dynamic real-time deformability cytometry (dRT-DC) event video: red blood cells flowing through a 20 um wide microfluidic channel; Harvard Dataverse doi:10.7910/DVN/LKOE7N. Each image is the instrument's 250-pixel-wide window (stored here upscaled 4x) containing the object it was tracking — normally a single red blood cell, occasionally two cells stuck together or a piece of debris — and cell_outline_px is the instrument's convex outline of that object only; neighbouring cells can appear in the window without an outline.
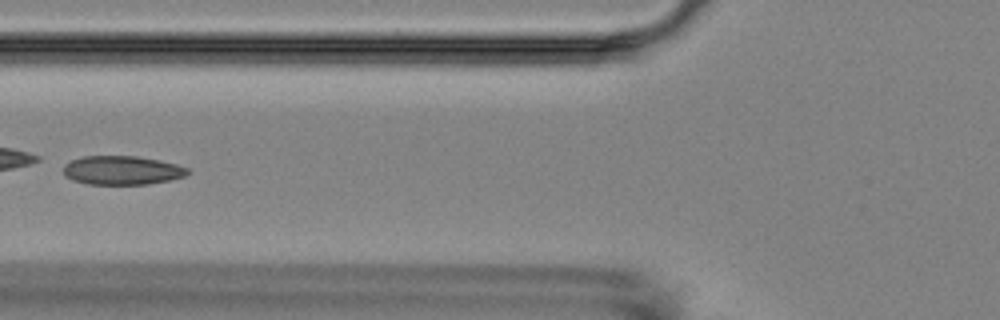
{"species": "Egyptian fruit bat (a non-hibernating species)", "species_latin": "Rousettus aegyptiacus", "temperature_condition": "room temperature", "stored_images_in_passage": 9, "camera_frame_rate_fps": 3000, "um_per_image_px": 0.085, "animal": {"sex": "female"}, "frame": {"image": 1, "passage_image": 7, "time_ms": 6.667, "image_size_px": [1000, 320], "cell_outline_px": [[192, 172], [184, 176], [172, 180], [148, 184], [88, 184], [72, 180], [64, 176], [64, 164], [72, 160], [84, 156], [136, 156], [160, 160], [176, 164], [188, 168]], "centroid_in_image_um": [10.4, 14.48], "position_along_channel_um": 115.4, "area_um2": 21.04}}
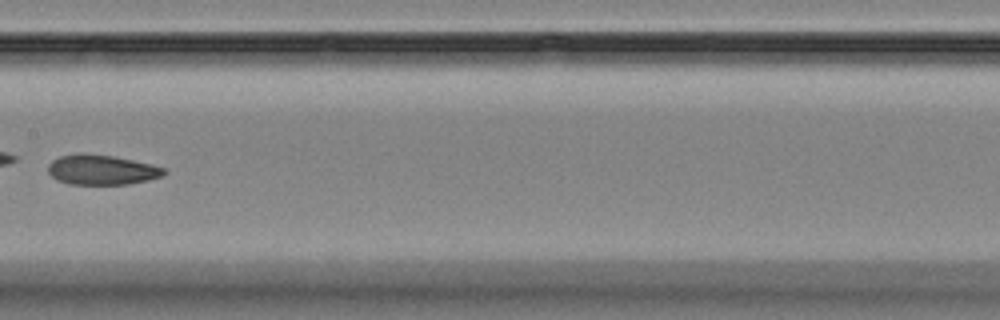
{"frame": {"image": 2, "passage_image": 9, "time_ms": 9.0, "image_size_px": [1000, 320], "cell_outline_px": [[168, 172], [160, 176], [148, 180], [128, 184], [68, 184], [56, 180], [48, 172], [48, 164], [52, 160], [60, 156], [84, 152], [112, 156], [152, 164], [164, 168]], "centroid_in_image_um": [8.61, 14.43], "position_along_channel_um": 198.8, "area_um2": 20.29}}